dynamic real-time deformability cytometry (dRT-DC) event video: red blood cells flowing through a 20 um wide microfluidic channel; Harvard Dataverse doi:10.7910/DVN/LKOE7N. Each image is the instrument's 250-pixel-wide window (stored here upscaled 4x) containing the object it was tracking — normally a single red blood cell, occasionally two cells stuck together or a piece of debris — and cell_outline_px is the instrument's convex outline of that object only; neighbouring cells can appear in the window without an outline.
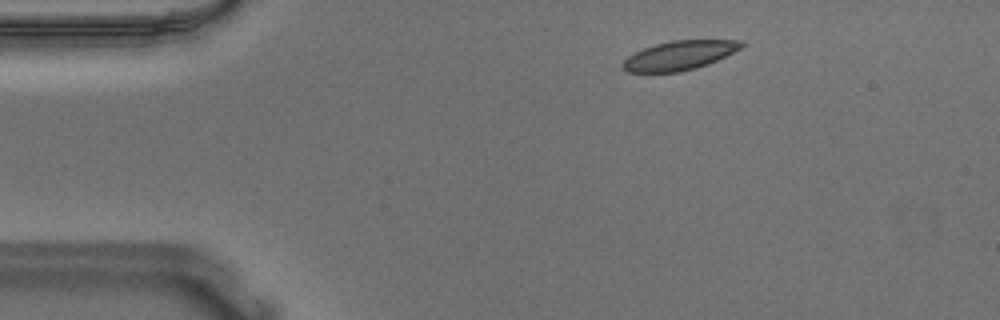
{"species": "Egyptian fruit bat (a non-hibernating species)", "species_latin": "Rousettus aegyptiacus", "temperature_condition": "warm", "stored_images_in_passage": 51, "camera_frame_rate_fps": 3000, "um_per_image_px": 0.085, "animal": {"sex": "male"}, "frame": {"image": 1, "passage_image": 5, "time_ms": 1.333, "image_size_px": [1000, 320], "cell_outline_px": [[744, 44], [740, 48], [708, 64], [696, 68], [680, 72], [628, 72], [620, 64], [628, 56], [644, 48], [656, 44], [672, 40], [744, 40]], "centroid_in_image_um": [57.73, 4.71], "position_along_channel_um": 27.3, "area_um2": 19.94}}
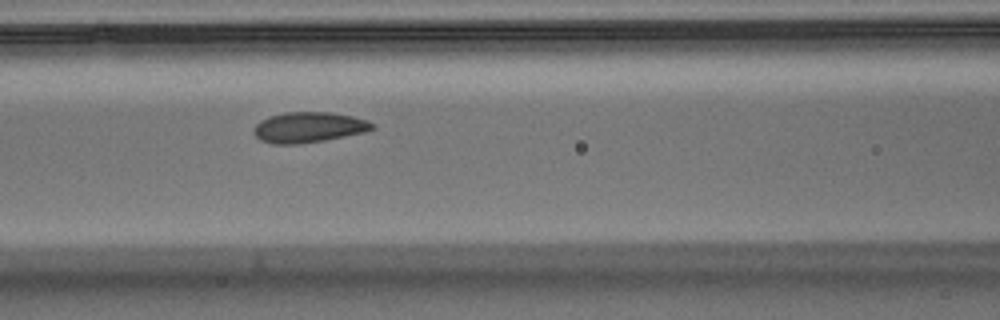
{"frame": {"image": 2, "passage_image": 19, "time_ms": 6.0, "image_size_px": [1000, 320], "cell_outline_px": [[376, 128], [364, 132], [324, 140], [296, 144], [272, 144], [260, 140], [252, 132], [252, 128], [260, 120], [268, 116], [284, 112], [332, 112], [352, 116], [368, 120], [376, 124]], "centroid_in_image_um": [26.22, 10.81], "position_along_channel_um": 140.4, "area_um2": 21.27}}
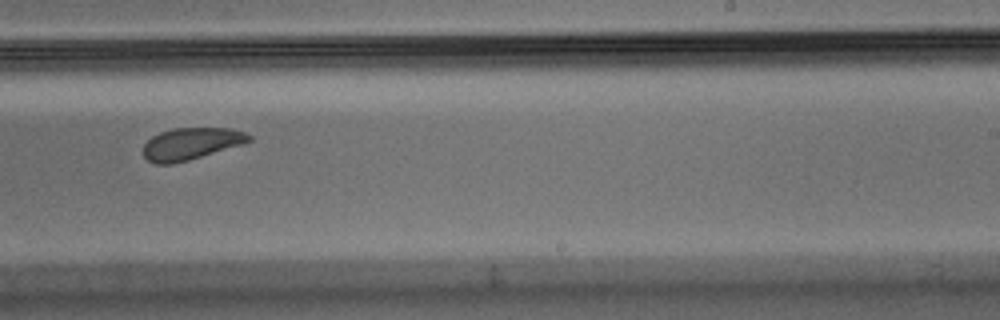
{"frame": {"image": 3, "passage_image": 30, "time_ms": 9.667, "image_size_px": [1000, 320], "cell_outline_px": [[252, 140], [240, 144], [188, 160], [172, 164], [156, 164], [148, 160], [144, 156], [144, 144], [152, 136], [160, 132], [172, 128], [232, 128], [244, 132], [252, 136]], "centroid_in_image_um": [16.21, 12.2], "position_along_channel_um": 272.8, "area_um2": 19.42}, "authors_computed_cell_mechanics": {"area_um2": 20.8658, "velocity_mm_per_s": 3.6164, "shape_relaxation_time_tau1_ms": 2.8335, "shape_relaxation_time_tau2_ms": 1.7573, "deformation_change_tau1": 0.0836, "deformation_change_tau2": 0.0597}}